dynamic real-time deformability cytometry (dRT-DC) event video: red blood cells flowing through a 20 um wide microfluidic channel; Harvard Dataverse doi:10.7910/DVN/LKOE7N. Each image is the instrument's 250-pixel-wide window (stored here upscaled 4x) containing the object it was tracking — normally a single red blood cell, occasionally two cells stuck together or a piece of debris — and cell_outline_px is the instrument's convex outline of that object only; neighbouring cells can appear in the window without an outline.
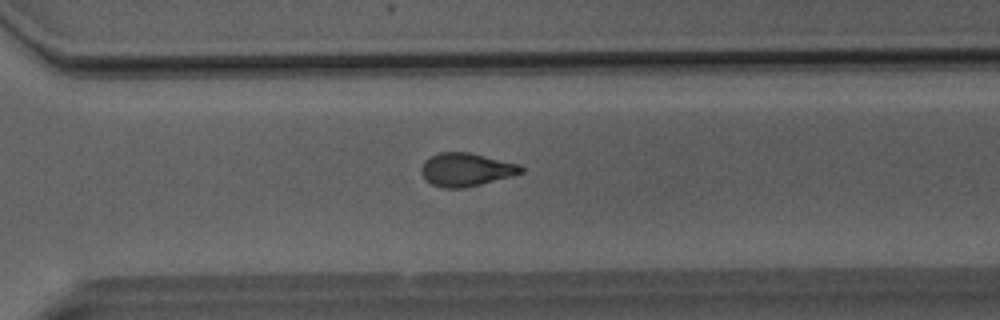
{"species": "Egyptian fruit bat (a non-hibernating species)", "species_latin": "Rousettus aegyptiacus", "temperature_condition": "room temperature", "stored_images_in_passage": 50, "camera_frame_rate_fps": 3000, "um_per_image_px": 0.085, "animal": {"sex": "male"}, "frame": {"image": 1, "passage_image": 36, "time_ms": 11.667, "image_size_px": [1000, 320], "cell_outline_px": [[524, 172], [512, 176], [464, 188], [444, 188], [432, 184], [420, 172], [420, 168], [424, 160], [440, 152], [468, 152], [520, 164], [524, 168]], "centroid_in_image_um": [39.63, 14.41], "position_along_channel_um": 331.0, "area_um2": 19.25}}
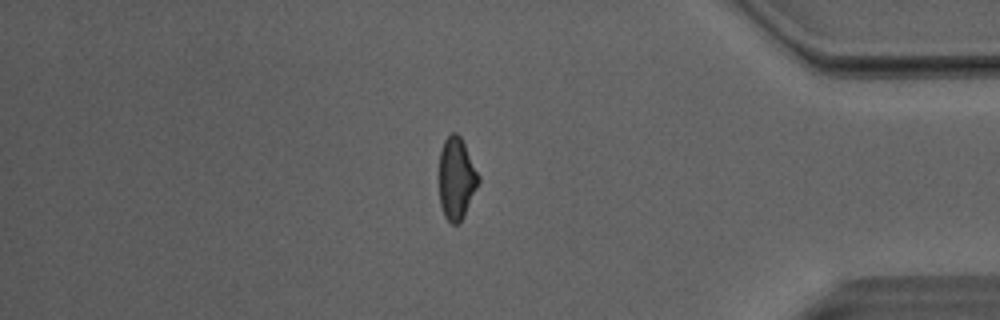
{"frame": {"image": 2, "passage_image": 43, "time_ms": 14.0, "image_size_px": [1000, 320], "cell_outline_px": [[480, 180], [464, 216], [456, 224], [452, 224], [444, 216], [440, 204], [440, 152], [444, 140], [452, 132], [456, 132], [460, 136], [480, 176]], "centroid_in_image_um": [38.8, 15.17], "position_along_channel_um": 396.4, "area_um2": 18.55}}
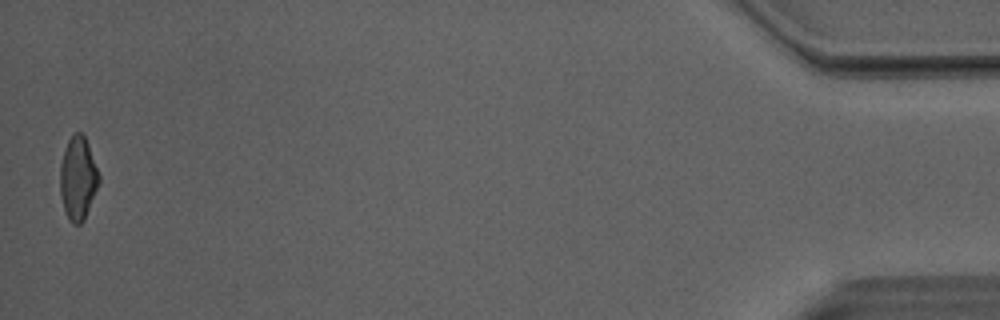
{"frame": {"image": 3, "passage_image": 50, "time_ms": 16.333, "image_size_px": [1000, 320], "cell_outline_px": [[100, 180], [84, 220], [80, 224], [72, 224], [68, 220], [60, 196], [60, 164], [64, 148], [68, 140], [76, 132], [80, 132], [84, 136], [88, 144], [100, 176]], "centroid_in_image_um": [6.61, 15.17], "position_along_channel_um": 428.6, "area_um2": 18.79}, "authors_computed_cell_mechanics": {"area_um2": 19.6809, "velocity_mm_per_s": 4.0954, "shape_relaxation_time_tau1_ms": 5.5349, "shape_relaxation_time_tau2_ms": 2.0948, "deformation_change_tau1": 0.1542, "deformation_change_tau2": 0.0821}}